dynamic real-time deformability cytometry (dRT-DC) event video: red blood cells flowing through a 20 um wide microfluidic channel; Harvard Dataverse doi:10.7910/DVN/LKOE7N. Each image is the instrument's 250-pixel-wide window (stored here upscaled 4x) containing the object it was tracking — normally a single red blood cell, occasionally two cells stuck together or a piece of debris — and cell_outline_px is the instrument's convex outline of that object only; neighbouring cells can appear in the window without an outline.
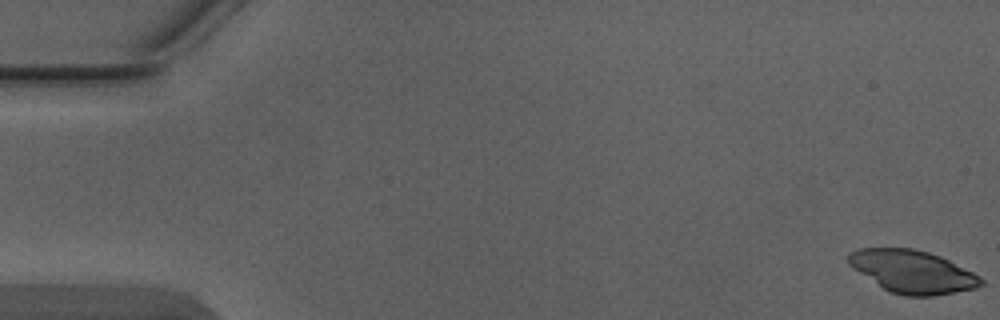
{"species": "Egyptian fruit bat (a non-hibernating species)", "species_latin": "Rousettus aegyptiacus", "temperature_condition": "warm", "stored_images_in_passage": 5, "camera_frame_rate_fps": 3000, "um_per_image_px": 0.085, "animal": {"sex": "male"}, "frame": {"image": 1, "passage_image": 1, "time_ms": 0.0, "image_size_px": [1000, 320], "cell_outline_px": [[984, 284], [976, 288], [932, 296], [904, 296], [892, 292], [884, 288], [852, 268], [848, 264], [848, 252], [856, 248], [912, 248], [928, 252], [940, 256], [980, 276], [984, 280]], "centroid_in_image_um": [77.55, 23.08], "position_along_channel_um": 7.5, "area_um2": 32.83}}